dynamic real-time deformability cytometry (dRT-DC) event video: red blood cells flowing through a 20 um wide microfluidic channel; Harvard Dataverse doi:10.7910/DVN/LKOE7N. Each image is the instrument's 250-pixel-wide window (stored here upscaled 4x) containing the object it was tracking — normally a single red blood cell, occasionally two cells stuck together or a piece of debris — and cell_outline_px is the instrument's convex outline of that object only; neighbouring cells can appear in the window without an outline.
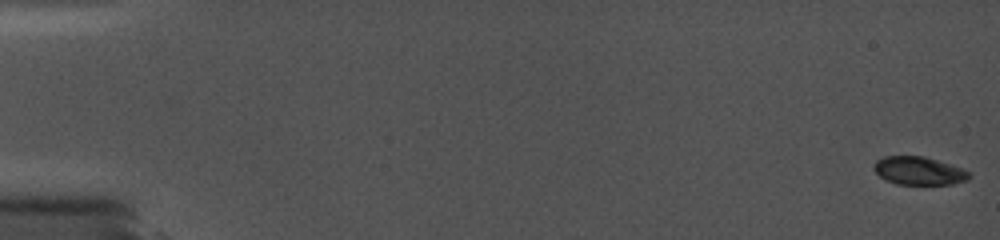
{"species": "common noctule bat (a hibernating species)", "species_latin": "Nyctalus noctula", "temperature_condition": "cold", "stored_images_in_passage": 48, "camera_frame_rate_fps": 5000, "um_per_image_px": 0.085, "animal": {"sex": "female", "body_mass_g": 19.0, "forearm_length_mm": 56.7}, "frame": {"image": 1, "passage_image": 1, "time_ms": 0.0, "image_size_px": [1000, 240], "cell_outline_px": [[972, 176], [968, 180], [952, 184], [896, 184], [880, 176], [872, 168], [872, 164], [876, 160], [884, 156], [924, 156], [960, 168], [968, 172]], "centroid_in_image_um": [78.07, 14.51], "position_along_channel_um": 6.9, "area_um2": 15.49}}
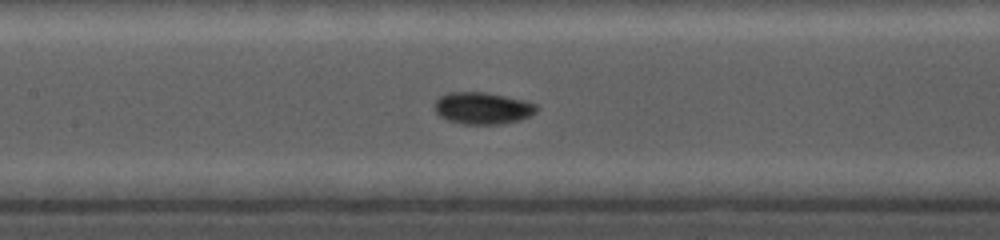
{"frame": {"image": 2, "passage_image": 28, "time_ms": 8.8, "image_size_px": [1000, 240], "cell_outline_px": [[540, 108], [536, 112], [520, 120], [500, 124], [464, 124], [448, 120], [440, 116], [436, 112], [436, 100], [440, 96], [448, 92], [484, 92], [524, 100], [536, 104]], "centroid_in_image_um": [41.04, 9.19], "position_along_channel_um": 166.4, "area_um2": 18.84}}
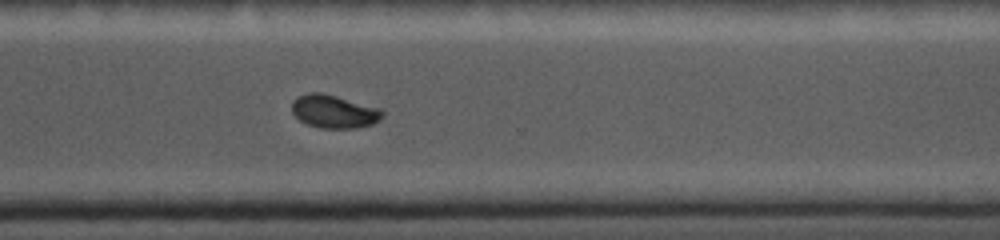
{"frame": {"image": 3, "passage_image": 45, "time_ms": 13.4, "image_size_px": [1000, 240], "cell_outline_px": [[384, 116], [380, 120], [372, 124], [356, 128], [320, 128], [308, 124], [300, 120], [292, 112], [292, 100], [308, 92], [320, 92], [336, 96], [380, 108], [384, 112]], "centroid_in_image_um": [28.4, 9.48], "position_along_channel_um": 342.2, "area_um2": 17.46}}